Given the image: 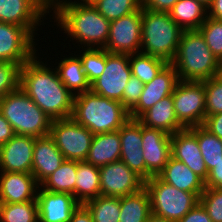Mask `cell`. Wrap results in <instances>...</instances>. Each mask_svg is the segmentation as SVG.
I'll return each mask as SVG.
<instances>
[{
	"mask_svg": "<svg viewBox=\"0 0 222 222\" xmlns=\"http://www.w3.org/2000/svg\"><path fill=\"white\" fill-rule=\"evenodd\" d=\"M37 55L40 54L21 66L20 88L51 120L71 117L73 94L62 83L56 69L44 64Z\"/></svg>",
	"mask_w": 222,
	"mask_h": 222,
	"instance_id": "obj_1",
	"label": "cell"
},
{
	"mask_svg": "<svg viewBox=\"0 0 222 222\" xmlns=\"http://www.w3.org/2000/svg\"><path fill=\"white\" fill-rule=\"evenodd\" d=\"M51 16L57 28L62 29L71 40L80 42L84 48H104L108 37L110 21L101 15L93 5L70 1H54L50 7ZM72 38V39H71Z\"/></svg>",
	"mask_w": 222,
	"mask_h": 222,
	"instance_id": "obj_2",
	"label": "cell"
},
{
	"mask_svg": "<svg viewBox=\"0 0 222 222\" xmlns=\"http://www.w3.org/2000/svg\"><path fill=\"white\" fill-rule=\"evenodd\" d=\"M71 117L94 135L118 131L130 119L129 111L120 101L91 90L74 96Z\"/></svg>",
	"mask_w": 222,
	"mask_h": 222,
	"instance_id": "obj_3",
	"label": "cell"
},
{
	"mask_svg": "<svg viewBox=\"0 0 222 222\" xmlns=\"http://www.w3.org/2000/svg\"><path fill=\"white\" fill-rule=\"evenodd\" d=\"M178 79L202 82L217 76L219 60L199 30H183L174 60Z\"/></svg>",
	"mask_w": 222,
	"mask_h": 222,
	"instance_id": "obj_4",
	"label": "cell"
},
{
	"mask_svg": "<svg viewBox=\"0 0 222 222\" xmlns=\"http://www.w3.org/2000/svg\"><path fill=\"white\" fill-rule=\"evenodd\" d=\"M182 32L171 19L169 12L142 8L140 52L171 63L176 56Z\"/></svg>",
	"mask_w": 222,
	"mask_h": 222,
	"instance_id": "obj_5",
	"label": "cell"
},
{
	"mask_svg": "<svg viewBox=\"0 0 222 222\" xmlns=\"http://www.w3.org/2000/svg\"><path fill=\"white\" fill-rule=\"evenodd\" d=\"M0 113L15 135L38 138L50 134L52 120L20 87L0 99Z\"/></svg>",
	"mask_w": 222,
	"mask_h": 222,
	"instance_id": "obj_6",
	"label": "cell"
},
{
	"mask_svg": "<svg viewBox=\"0 0 222 222\" xmlns=\"http://www.w3.org/2000/svg\"><path fill=\"white\" fill-rule=\"evenodd\" d=\"M144 188L150 197L151 213L167 221L181 220L199 202L194 193L179 190L158 176L144 181Z\"/></svg>",
	"mask_w": 222,
	"mask_h": 222,
	"instance_id": "obj_7",
	"label": "cell"
},
{
	"mask_svg": "<svg viewBox=\"0 0 222 222\" xmlns=\"http://www.w3.org/2000/svg\"><path fill=\"white\" fill-rule=\"evenodd\" d=\"M65 160L85 161L94 134L72 117L52 120L50 134Z\"/></svg>",
	"mask_w": 222,
	"mask_h": 222,
	"instance_id": "obj_8",
	"label": "cell"
},
{
	"mask_svg": "<svg viewBox=\"0 0 222 222\" xmlns=\"http://www.w3.org/2000/svg\"><path fill=\"white\" fill-rule=\"evenodd\" d=\"M172 96L176 117L185 128L203 125L206 118L203 82L179 80Z\"/></svg>",
	"mask_w": 222,
	"mask_h": 222,
	"instance_id": "obj_9",
	"label": "cell"
},
{
	"mask_svg": "<svg viewBox=\"0 0 222 222\" xmlns=\"http://www.w3.org/2000/svg\"><path fill=\"white\" fill-rule=\"evenodd\" d=\"M131 76L129 55L106 51V67L102 75L91 84V91L122 103L124 88Z\"/></svg>",
	"mask_w": 222,
	"mask_h": 222,
	"instance_id": "obj_10",
	"label": "cell"
},
{
	"mask_svg": "<svg viewBox=\"0 0 222 222\" xmlns=\"http://www.w3.org/2000/svg\"><path fill=\"white\" fill-rule=\"evenodd\" d=\"M142 9L110 21L104 47L112 54H134L141 50Z\"/></svg>",
	"mask_w": 222,
	"mask_h": 222,
	"instance_id": "obj_11",
	"label": "cell"
},
{
	"mask_svg": "<svg viewBox=\"0 0 222 222\" xmlns=\"http://www.w3.org/2000/svg\"><path fill=\"white\" fill-rule=\"evenodd\" d=\"M49 11L43 0H0V22L24 27L33 37Z\"/></svg>",
	"mask_w": 222,
	"mask_h": 222,
	"instance_id": "obj_12",
	"label": "cell"
},
{
	"mask_svg": "<svg viewBox=\"0 0 222 222\" xmlns=\"http://www.w3.org/2000/svg\"><path fill=\"white\" fill-rule=\"evenodd\" d=\"M36 40L24 27L0 22V61L22 66L38 51Z\"/></svg>",
	"mask_w": 222,
	"mask_h": 222,
	"instance_id": "obj_13",
	"label": "cell"
},
{
	"mask_svg": "<svg viewBox=\"0 0 222 222\" xmlns=\"http://www.w3.org/2000/svg\"><path fill=\"white\" fill-rule=\"evenodd\" d=\"M101 196L123 197L144 188V180L122 161L99 167Z\"/></svg>",
	"mask_w": 222,
	"mask_h": 222,
	"instance_id": "obj_14",
	"label": "cell"
},
{
	"mask_svg": "<svg viewBox=\"0 0 222 222\" xmlns=\"http://www.w3.org/2000/svg\"><path fill=\"white\" fill-rule=\"evenodd\" d=\"M145 181L157 176L167 164L171 153V135L163 130L148 128L141 124Z\"/></svg>",
	"mask_w": 222,
	"mask_h": 222,
	"instance_id": "obj_15",
	"label": "cell"
},
{
	"mask_svg": "<svg viewBox=\"0 0 222 222\" xmlns=\"http://www.w3.org/2000/svg\"><path fill=\"white\" fill-rule=\"evenodd\" d=\"M172 157L187 165L204 182L208 170L196 138V126L185 128L171 135Z\"/></svg>",
	"mask_w": 222,
	"mask_h": 222,
	"instance_id": "obj_16",
	"label": "cell"
},
{
	"mask_svg": "<svg viewBox=\"0 0 222 222\" xmlns=\"http://www.w3.org/2000/svg\"><path fill=\"white\" fill-rule=\"evenodd\" d=\"M35 139L14 135L0 146V172L31 173Z\"/></svg>",
	"mask_w": 222,
	"mask_h": 222,
	"instance_id": "obj_17",
	"label": "cell"
},
{
	"mask_svg": "<svg viewBox=\"0 0 222 222\" xmlns=\"http://www.w3.org/2000/svg\"><path fill=\"white\" fill-rule=\"evenodd\" d=\"M178 81L174 66L168 63L151 82L144 84L140 100L129 112L130 119H137L164 97L173 94Z\"/></svg>",
	"mask_w": 222,
	"mask_h": 222,
	"instance_id": "obj_18",
	"label": "cell"
},
{
	"mask_svg": "<svg viewBox=\"0 0 222 222\" xmlns=\"http://www.w3.org/2000/svg\"><path fill=\"white\" fill-rule=\"evenodd\" d=\"M39 222H69L80 203L68 193H55L43 189L37 192Z\"/></svg>",
	"mask_w": 222,
	"mask_h": 222,
	"instance_id": "obj_19",
	"label": "cell"
},
{
	"mask_svg": "<svg viewBox=\"0 0 222 222\" xmlns=\"http://www.w3.org/2000/svg\"><path fill=\"white\" fill-rule=\"evenodd\" d=\"M120 161L145 181V161L141 148V124L136 119H129L120 129Z\"/></svg>",
	"mask_w": 222,
	"mask_h": 222,
	"instance_id": "obj_20",
	"label": "cell"
},
{
	"mask_svg": "<svg viewBox=\"0 0 222 222\" xmlns=\"http://www.w3.org/2000/svg\"><path fill=\"white\" fill-rule=\"evenodd\" d=\"M39 186L32 173L0 172V199L3 203L36 200Z\"/></svg>",
	"mask_w": 222,
	"mask_h": 222,
	"instance_id": "obj_21",
	"label": "cell"
},
{
	"mask_svg": "<svg viewBox=\"0 0 222 222\" xmlns=\"http://www.w3.org/2000/svg\"><path fill=\"white\" fill-rule=\"evenodd\" d=\"M65 161L50 135L35 139L32 170L37 183L41 185Z\"/></svg>",
	"mask_w": 222,
	"mask_h": 222,
	"instance_id": "obj_22",
	"label": "cell"
},
{
	"mask_svg": "<svg viewBox=\"0 0 222 222\" xmlns=\"http://www.w3.org/2000/svg\"><path fill=\"white\" fill-rule=\"evenodd\" d=\"M136 120L148 128L163 130L170 135L185 129L176 117L172 94L157 102Z\"/></svg>",
	"mask_w": 222,
	"mask_h": 222,
	"instance_id": "obj_23",
	"label": "cell"
},
{
	"mask_svg": "<svg viewBox=\"0 0 222 222\" xmlns=\"http://www.w3.org/2000/svg\"><path fill=\"white\" fill-rule=\"evenodd\" d=\"M157 176L179 190L194 193L198 198L205 189L204 181L187 165L172 156Z\"/></svg>",
	"mask_w": 222,
	"mask_h": 222,
	"instance_id": "obj_24",
	"label": "cell"
},
{
	"mask_svg": "<svg viewBox=\"0 0 222 222\" xmlns=\"http://www.w3.org/2000/svg\"><path fill=\"white\" fill-rule=\"evenodd\" d=\"M121 139L119 130L93 136L86 162L97 167L120 161Z\"/></svg>",
	"mask_w": 222,
	"mask_h": 222,
	"instance_id": "obj_25",
	"label": "cell"
},
{
	"mask_svg": "<svg viewBox=\"0 0 222 222\" xmlns=\"http://www.w3.org/2000/svg\"><path fill=\"white\" fill-rule=\"evenodd\" d=\"M65 56L62 55L63 59L61 58L58 66L55 67L62 83L73 96L90 91L91 84L86 77L78 54L69 57Z\"/></svg>",
	"mask_w": 222,
	"mask_h": 222,
	"instance_id": "obj_26",
	"label": "cell"
},
{
	"mask_svg": "<svg viewBox=\"0 0 222 222\" xmlns=\"http://www.w3.org/2000/svg\"><path fill=\"white\" fill-rule=\"evenodd\" d=\"M169 14L182 30H198L208 17V8L197 0H178Z\"/></svg>",
	"mask_w": 222,
	"mask_h": 222,
	"instance_id": "obj_27",
	"label": "cell"
},
{
	"mask_svg": "<svg viewBox=\"0 0 222 222\" xmlns=\"http://www.w3.org/2000/svg\"><path fill=\"white\" fill-rule=\"evenodd\" d=\"M75 198L80 204L101 195L99 167L77 161Z\"/></svg>",
	"mask_w": 222,
	"mask_h": 222,
	"instance_id": "obj_28",
	"label": "cell"
},
{
	"mask_svg": "<svg viewBox=\"0 0 222 222\" xmlns=\"http://www.w3.org/2000/svg\"><path fill=\"white\" fill-rule=\"evenodd\" d=\"M151 214L150 197L145 188L120 197L119 222H146Z\"/></svg>",
	"mask_w": 222,
	"mask_h": 222,
	"instance_id": "obj_29",
	"label": "cell"
},
{
	"mask_svg": "<svg viewBox=\"0 0 222 222\" xmlns=\"http://www.w3.org/2000/svg\"><path fill=\"white\" fill-rule=\"evenodd\" d=\"M77 161L65 160L40 186L50 192L68 193L75 197Z\"/></svg>",
	"mask_w": 222,
	"mask_h": 222,
	"instance_id": "obj_30",
	"label": "cell"
},
{
	"mask_svg": "<svg viewBox=\"0 0 222 222\" xmlns=\"http://www.w3.org/2000/svg\"><path fill=\"white\" fill-rule=\"evenodd\" d=\"M132 76L137 77L143 84L151 82L168 64L162 58L142 52L129 55Z\"/></svg>",
	"mask_w": 222,
	"mask_h": 222,
	"instance_id": "obj_31",
	"label": "cell"
},
{
	"mask_svg": "<svg viewBox=\"0 0 222 222\" xmlns=\"http://www.w3.org/2000/svg\"><path fill=\"white\" fill-rule=\"evenodd\" d=\"M93 222H119L120 197L98 196L83 204Z\"/></svg>",
	"mask_w": 222,
	"mask_h": 222,
	"instance_id": "obj_32",
	"label": "cell"
},
{
	"mask_svg": "<svg viewBox=\"0 0 222 222\" xmlns=\"http://www.w3.org/2000/svg\"><path fill=\"white\" fill-rule=\"evenodd\" d=\"M196 138L209 172L222 158V139L212 134L203 125L196 126Z\"/></svg>",
	"mask_w": 222,
	"mask_h": 222,
	"instance_id": "obj_33",
	"label": "cell"
},
{
	"mask_svg": "<svg viewBox=\"0 0 222 222\" xmlns=\"http://www.w3.org/2000/svg\"><path fill=\"white\" fill-rule=\"evenodd\" d=\"M0 222H39L37 200L3 203Z\"/></svg>",
	"mask_w": 222,
	"mask_h": 222,
	"instance_id": "obj_34",
	"label": "cell"
},
{
	"mask_svg": "<svg viewBox=\"0 0 222 222\" xmlns=\"http://www.w3.org/2000/svg\"><path fill=\"white\" fill-rule=\"evenodd\" d=\"M93 6L109 21L142 9V0H98Z\"/></svg>",
	"mask_w": 222,
	"mask_h": 222,
	"instance_id": "obj_35",
	"label": "cell"
},
{
	"mask_svg": "<svg viewBox=\"0 0 222 222\" xmlns=\"http://www.w3.org/2000/svg\"><path fill=\"white\" fill-rule=\"evenodd\" d=\"M78 55L82 61L83 70L90 84L102 75L106 67V50L104 48H83ZM82 52V53H81Z\"/></svg>",
	"mask_w": 222,
	"mask_h": 222,
	"instance_id": "obj_36",
	"label": "cell"
},
{
	"mask_svg": "<svg viewBox=\"0 0 222 222\" xmlns=\"http://www.w3.org/2000/svg\"><path fill=\"white\" fill-rule=\"evenodd\" d=\"M213 55L222 61V20L207 17L198 29Z\"/></svg>",
	"mask_w": 222,
	"mask_h": 222,
	"instance_id": "obj_37",
	"label": "cell"
},
{
	"mask_svg": "<svg viewBox=\"0 0 222 222\" xmlns=\"http://www.w3.org/2000/svg\"><path fill=\"white\" fill-rule=\"evenodd\" d=\"M202 82L205 88L206 117L222 113V80L214 76Z\"/></svg>",
	"mask_w": 222,
	"mask_h": 222,
	"instance_id": "obj_38",
	"label": "cell"
},
{
	"mask_svg": "<svg viewBox=\"0 0 222 222\" xmlns=\"http://www.w3.org/2000/svg\"><path fill=\"white\" fill-rule=\"evenodd\" d=\"M20 70L16 63L0 61V99L20 87Z\"/></svg>",
	"mask_w": 222,
	"mask_h": 222,
	"instance_id": "obj_39",
	"label": "cell"
},
{
	"mask_svg": "<svg viewBox=\"0 0 222 222\" xmlns=\"http://www.w3.org/2000/svg\"><path fill=\"white\" fill-rule=\"evenodd\" d=\"M212 222H222V188L205 187L199 197Z\"/></svg>",
	"mask_w": 222,
	"mask_h": 222,
	"instance_id": "obj_40",
	"label": "cell"
},
{
	"mask_svg": "<svg viewBox=\"0 0 222 222\" xmlns=\"http://www.w3.org/2000/svg\"><path fill=\"white\" fill-rule=\"evenodd\" d=\"M144 84L134 76L129 78L122 95V104L130 112L140 100Z\"/></svg>",
	"mask_w": 222,
	"mask_h": 222,
	"instance_id": "obj_41",
	"label": "cell"
},
{
	"mask_svg": "<svg viewBox=\"0 0 222 222\" xmlns=\"http://www.w3.org/2000/svg\"><path fill=\"white\" fill-rule=\"evenodd\" d=\"M177 222H212V220L202 204L198 202L181 220Z\"/></svg>",
	"mask_w": 222,
	"mask_h": 222,
	"instance_id": "obj_42",
	"label": "cell"
},
{
	"mask_svg": "<svg viewBox=\"0 0 222 222\" xmlns=\"http://www.w3.org/2000/svg\"><path fill=\"white\" fill-rule=\"evenodd\" d=\"M178 0H142V8L155 12H169Z\"/></svg>",
	"mask_w": 222,
	"mask_h": 222,
	"instance_id": "obj_43",
	"label": "cell"
},
{
	"mask_svg": "<svg viewBox=\"0 0 222 222\" xmlns=\"http://www.w3.org/2000/svg\"><path fill=\"white\" fill-rule=\"evenodd\" d=\"M205 187L222 188V158L215 164V167L208 172L204 182Z\"/></svg>",
	"mask_w": 222,
	"mask_h": 222,
	"instance_id": "obj_44",
	"label": "cell"
},
{
	"mask_svg": "<svg viewBox=\"0 0 222 222\" xmlns=\"http://www.w3.org/2000/svg\"><path fill=\"white\" fill-rule=\"evenodd\" d=\"M203 126L212 134L222 139V113L207 116Z\"/></svg>",
	"mask_w": 222,
	"mask_h": 222,
	"instance_id": "obj_45",
	"label": "cell"
},
{
	"mask_svg": "<svg viewBox=\"0 0 222 222\" xmlns=\"http://www.w3.org/2000/svg\"><path fill=\"white\" fill-rule=\"evenodd\" d=\"M14 135L11 124L0 113V146L8 142Z\"/></svg>",
	"mask_w": 222,
	"mask_h": 222,
	"instance_id": "obj_46",
	"label": "cell"
},
{
	"mask_svg": "<svg viewBox=\"0 0 222 222\" xmlns=\"http://www.w3.org/2000/svg\"><path fill=\"white\" fill-rule=\"evenodd\" d=\"M69 222H93V219L88 209L83 204H80L72 213Z\"/></svg>",
	"mask_w": 222,
	"mask_h": 222,
	"instance_id": "obj_47",
	"label": "cell"
},
{
	"mask_svg": "<svg viewBox=\"0 0 222 222\" xmlns=\"http://www.w3.org/2000/svg\"><path fill=\"white\" fill-rule=\"evenodd\" d=\"M208 16L222 20V0H213L208 7Z\"/></svg>",
	"mask_w": 222,
	"mask_h": 222,
	"instance_id": "obj_48",
	"label": "cell"
},
{
	"mask_svg": "<svg viewBox=\"0 0 222 222\" xmlns=\"http://www.w3.org/2000/svg\"><path fill=\"white\" fill-rule=\"evenodd\" d=\"M146 222H171V221H167L166 219L156 216L154 214H151L148 219L146 220Z\"/></svg>",
	"mask_w": 222,
	"mask_h": 222,
	"instance_id": "obj_49",
	"label": "cell"
},
{
	"mask_svg": "<svg viewBox=\"0 0 222 222\" xmlns=\"http://www.w3.org/2000/svg\"><path fill=\"white\" fill-rule=\"evenodd\" d=\"M55 1H70V2H76L79 4H84V5H93L95 4L98 0H55Z\"/></svg>",
	"mask_w": 222,
	"mask_h": 222,
	"instance_id": "obj_50",
	"label": "cell"
},
{
	"mask_svg": "<svg viewBox=\"0 0 222 222\" xmlns=\"http://www.w3.org/2000/svg\"><path fill=\"white\" fill-rule=\"evenodd\" d=\"M198 2L202 3L205 7H209L213 0H197Z\"/></svg>",
	"mask_w": 222,
	"mask_h": 222,
	"instance_id": "obj_51",
	"label": "cell"
},
{
	"mask_svg": "<svg viewBox=\"0 0 222 222\" xmlns=\"http://www.w3.org/2000/svg\"><path fill=\"white\" fill-rule=\"evenodd\" d=\"M217 77L222 80V61L219 62Z\"/></svg>",
	"mask_w": 222,
	"mask_h": 222,
	"instance_id": "obj_52",
	"label": "cell"
},
{
	"mask_svg": "<svg viewBox=\"0 0 222 222\" xmlns=\"http://www.w3.org/2000/svg\"><path fill=\"white\" fill-rule=\"evenodd\" d=\"M49 7H51L55 0H43Z\"/></svg>",
	"mask_w": 222,
	"mask_h": 222,
	"instance_id": "obj_53",
	"label": "cell"
},
{
	"mask_svg": "<svg viewBox=\"0 0 222 222\" xmlns=\"http://www.w3.org/2000/svg\"><path fill=\"white\" fill-rule=\"evenodd\" d=\"M2 204H3V202H2V200L0 199V217H1Z\"/></svg>",
	"mask_w": 222,
	"mask_h": 222,
	"instance_id": "obj_54",
	"label": "cell"
}]
</instances>
